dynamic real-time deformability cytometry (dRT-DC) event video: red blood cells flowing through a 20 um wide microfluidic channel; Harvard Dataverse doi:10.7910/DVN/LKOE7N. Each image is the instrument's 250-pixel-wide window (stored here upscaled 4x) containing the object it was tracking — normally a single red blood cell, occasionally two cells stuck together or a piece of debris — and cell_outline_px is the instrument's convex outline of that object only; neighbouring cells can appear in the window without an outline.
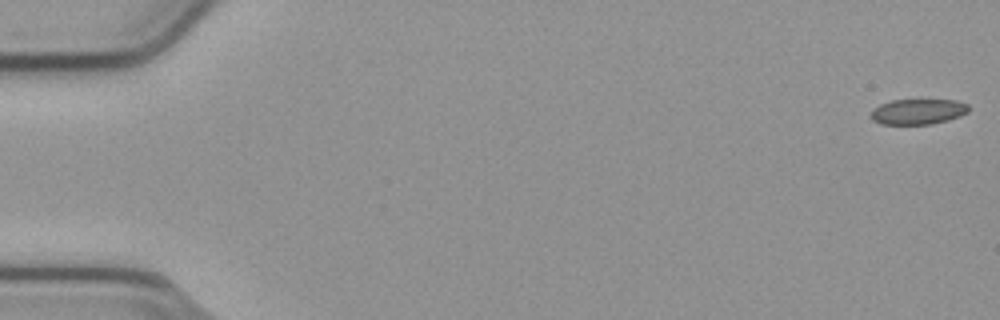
{"species": "common noctule bat (a hibernating species)", "species_latin": "Nyctalus noctula", "temperature_condition": "cold", "stored_images_in_passage": 55, "camera_frame_rate_fps": 3000, "um_per_image_px": 0.085, "animal": {"sex": "male", "body_mass_g": 23.1, "forearm_length_mm": 52.7}, "frame": {"image": 1, "passage_image": 1, "time_ms": 0.0, "image_size_px": [1000, 320], "cell_outline_px": [[968, 112], [960, 116], [948, 120], [932, 124], [880, 124], [872, 120], [872, 108], [880, 104], [892, 100], [956, 100], [968, 104]], "centroid_in_image_um": [78.03, 9.49], "position_along_channel_um": 7.0, "area_um2": 14.51}}
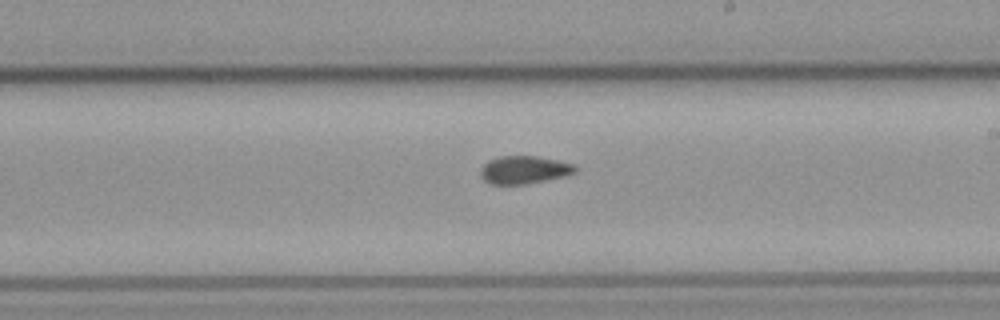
{"frame": {"image": 2, "passage_image": 32, "time_ms": 10.333, "image_size_px": [1000, 320], "cell_outline_px": [[576, 172], [568, 176], [524, 184], [488, 184], [480, 176], [480, 168], [488, 160], [500, 156], [536, 156], [576, 164]], "centroid_in_image_um": [44.55, 14.44], "position_along_channel_um": 244.5, "area_um2": 15.55}}
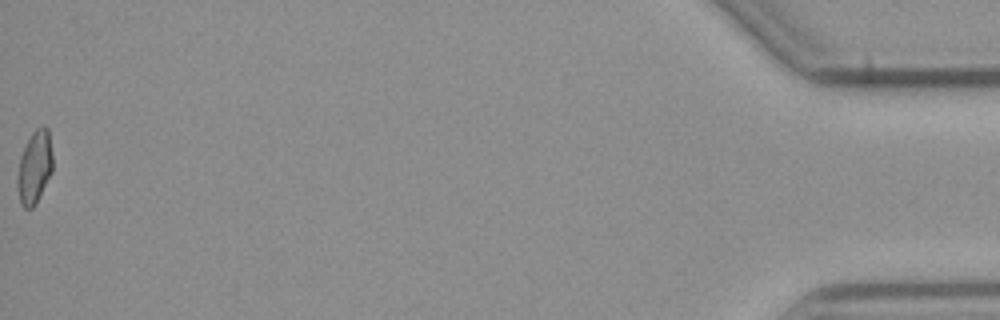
{"frame": {"image": 3, "passage_image": 55, "time_ms": 18.0, "image_size_px": [1000, 320], "cell_outline_px": [[52, 172], [36, 204], [32, 208], [24, 208], [20, 204], [16, 184], [16, 176], [20, 156], [32, 132], [36, 128], [44, 124], [48, 128], [52, 156]], "centroid_in_image_um": [2.92, 14.23], "position_along_channel_um": 432.3, "area_um2": 15.2}, "authors_computed_cell_mechanics": {"area_um2": 15.4904, "velocity_mm_per_s": 3.8108, "shape_relaxation_time_tau1_ms": null, "shape_relaxation_time_tau2_ms": 3.1817, "deformation_change_tau1": null, "deformation_change_tau2": 0.0743}}